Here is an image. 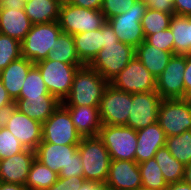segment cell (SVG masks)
I'll list each match as a JSON object with an SVG mask.
<instances>
[{
    "instance_id": "e575fe53",
    "label": "cell",
    "mask_w": 191,
    "mask_h": 190,
    "mask_svg": "<svg viewBox=\"0 0 191 190\" xmlns=\"http://www.w3.org/2000/svg\"><path fill=\"white\" fill-rule=\"evenodd\" d=\"M21 56V42L0 33V71Z\"/></svg>"
},
{
    "instance_id": "681fc988",
    "label": "cell",
    "mask_w": 191,
    "mask_h": 190,
    "mask_svg": "<svg viewBox=\"0 0 191 190\" xmlns=\"http://www.w3.org/2000/svg\"><path fill=\"white\" fill-rule=\"evenodd\" d=\"M0 190H28L25 185L0 181Z\"/></svg>"
},
{
    "instance_id": "484cf974",
    "label": "cell",
    "mask_w": 191,
    "mask_h": 190,
    "mask_svg": "<svg viewBox=\"0 0 191 190\" xmlns=\"http://www.w3.org/2000/svg\"><path fill=\"white\" fill-rule=\"evenodd\" d=\"M62 0H28L23 4L26 15L33 24L59 20Z\"/></svg>"
},
{
    "instance_id": "3957f363",
    "label": "cell",
    "mask_w": 191,
    "mask_h": 190,
    "mask_svg": "<svg viewBox=\"0 0 191 190\" xmlns=\"http://www.w3.org/2000/svg\"><path fill=\"white\" fill-rule=\"evenodd\" d=\"M62 33L58 21L33 24L21 41V55L34 64L47 58Z\"/></svg>"
},
{
    "instance_id": "e0dca14e",
    "label": "cell",
    "mask_w": 191,
    "mask_h": 190,
    "mask_svg": "<svg viewBox=\"0 0 191 190\" xmlns=\"http://www.w3.org/2000/svg\"><path fill=\"white\" fill-rule=\"evenodd\" d=\"M33 23L26 15L22 3H10L0 8V33L19 40L26 37Z\"/></svg>"
},
{
    "instance_id": "8992f818",
    "label": "cell",
    "mask_w": 191,
    "mask_h": 190,
    "mask_svg": "<svg viewBox=\"0 0 191 190\" xmlns=\"http://www.w3.org/2000/svg\"><path fill=\"white\" fill-rule=\"evenodd\" d=\"M98 137L107 148L111 160L135 161L136 130L125 125H102Z\"/></svg>"
},
{
    "instance_id": "7dc6e473",
    "label": "cell",
    "mask_w": 191,
    "mask_h": 190,
    "mask_svg": "<svg viewBox=\"0 0 191 190\" xmlns=\"http://www.w3.org/2000/svg\"><path fill=\"white\" fill-rule=\"evenodd\" d=\"M106 185L102 182L85 180L79 190H105Z\"/></svg>"
},
{
    "instance_id": "8fae6325",
    "label": "cell",
    "mask_w": 191,
    "mask_h": 190,
    "mask_svg": "<svg viewBox=\"0 0 191 190\" xmlns=\"http://www.w3.org/2000/svg\"><path fill=\"white\" fill-rule=\"evenodd\" d=\"M132 106V94L108 85L98 109L102 125H126Z\"/></svg>"
},
{
    "instance_id": "d6a6232c",
    "label": "cell",
    "mask_w": 191,
    "mask_h": 190,
    "mask_svg": "<svg viewBox=\"0 0 191 190\" xmlns=\"http://www.w3.org/2000/svg\"><path fill=\"white\" fill-rule=\"evenodd\" d=\"M173 15L174 14L164 13L147 7L141 20L145 38L149 35L168 29Z\"/></svg>"
},
{
    "instance_id": "6da1fadb",
    "label": "cell",
    "mask_w": 191,
    "mask_h": 190,
    "mask_svg": "<svg viewBox=\"0 0 191 190\" xmlns=\"http://www.w3.org/2000/svg\"><path fill=\"white\" fill-rule=\"evenodd\" d=\"M109 82L89 65L78 67L62 106H99Z\"/></svg>"
},
{
    "instance_id": "f546056e",
    "label": "cell",
    "mask_w": 191,
    "mask_h": 190,
    "mask_svg": "<svg viewBox=\"0 0 191 190\" xmlns=\"http://www.w3.org/2000/svg\"><path fill=\"white\" fill-rule=\"evenodd\" d=\"M47 60H56L65 64H83L77 56L73 35L61 33L52 47Z\"/></svg>"
},
{
    "instance_id": "f6af8a7d",
    "label": "cell",
    "mask_w": 191,
    "mask_h": 190,
    "mask_svg": "<svg viewBox=\"0 0 191 190\" xmlns=\"http://www.w3.org/2000/svg\"><path fill=\"white\" fill-rule=\"evenodd\" d=\"M183 80L186 95V93L191 90V54H186V67Z\"/></svg>"
},
{
    "instance_id": "603a6c76",
    "label": "cell",
    "mask_w": 191,
    "mask_h": 190,
    "mask_svg": "<svg viewBox=\"0 0 191 190\" xmlns=\"http://www.w3.org/2000/svg\"><path fill=\"white\" fill-rule=\"evenodd\" d=\"M60 104L55 96H41V98H18L14 102V107L31 119L44 123Z\"/></svg>"
},
{
    "instance_id": "1f68e13d",
    "label": "cell",
    "mask_w": 191,
    "mask_h": 190,
    "mask_svg": "<svg viewBox=\"0 0 191 190\" xmlns=\"http://www.w3.org/2000/svg\"><path fill=\"white\" fill-rule=\"evenodd\" d=\"M166 148L183 165L191 164V130L180 135L166 137Z\"/></svg>"
},
{
    "instance_id": "ac0fdd59",
    "label": "cell",
    "mask_w": 191,
    "mask_h": 190,
    "mask_svg": "<svg viewBox=\"0 0 191 190\" xmlns=\"http://www.w3.org/2000/svg\"><path fill=\"white\" fill-rule=\"evenodd\" d=\"M35 158V150L26 148L18 154L0 160V181L25 185Z\"/></svg>"
},
{
    "instance_id": "8d00e7d4",
    "label": "cell",
    "mask_w": 191,
    "mask_h": 190,
    "mask_svg": "<svg viewBox=\"0 0 191 190\" xmlns=\"http://www.w3.org/2000/svg\"><path fill=\"white\" fill-rule=\"evenodd\" d=\"M135 2L136 0H103L100 11L107 21L109 18L128 11Z\"/></svg>"
},
{
    "instance_id": "7bdbcfd3",
    "label": "cell",
    "mask_w": 191,
    "mask_h": 190,
    "mask_svg": "<svg viewBox=\"0 0 191 190\" xmlns=\"http://www.w3.org/2000/svg\"><path fill=\"white\" fill-rule=\"evenodd\" d=\"M174 14L180 16H191V0H174Z\"/></svg>"
},
{
    "instance_id": "9f6ffc18",
    "label": "cell",
    "mask_w": 191,
    "mask_h": 190,
    "mask_svg": "<svg viewBox=\"0 0 191 190\" xmlns=\"http://www.w3.org/2000/svg\"><path fill=\"white\" fill-rule=\"evenodd\" d=\"M137 190H151V189H145V188H138Z\"/></svg>"
},
{
    "instance_id": "b9f144b4",
    "label": "cell",
    "mask_w": 191,
    "mask_h": 190,
    "mask_svg": "<svg viewBox=\"0 0 191 190\" xmlns=\"http://www.w3.org/2000/svg\"><path fill=\"white\" fill-rule=\"evenodd\" d=\"M14 107V101L9 96L3 82L0 80V112H6Z\"/></svg>"
},
{
    "instance_id": "db71d44e",
    "label": "cell",
    "mask_w": 191,
    "mask_h": 190,
    "mask_svg": "<svg viewBox=\"0 0 191 190\" xmlns=\"http://www.w3.org/2000/svg\"><path fill=\"white\" fill-rule=\"evenodd\" d=\"M6 112H0V130L4 127V119Z\"/></svg>"
},
{
    "instance_id": "ba28073f",
    "label": "cell",
    "mask_w": 191,
    "mask_h": 190,
    "mask_svg": "<svg viewBox=\"0 0 191 190\" xmlns=\"http://www.w3.org/2000/svg\"><path fill=\"white\" fill-rule=\"evenodd\" d=\"M147 7L146 4L136 1L125 13L107 20L119 41L136 48L145 40L141 20Z\"/></svg>"
},
{
    "instance_id": "ffe728a7",
    "label": "cell",
    "mask_w": 191,
    "mask_h": 190,
    "mask_svg": "<svg viewBox=\"0 0 191 190\" xmlns=\"http://www.w3.org/2000/svg\"><path fill=\"white\" fill-rule=\"evenodd\" d=\"M136 133L137 149L135 161L138 164L154 158L158 149L165 146L166 136L158 122L139 129Z\"/></svg>"
},
{
    "instance_id": "9c48e42d",
    "label": "cell",
    "mask_w": 191,
    "mask_h": 190,
    "mask_svg": "<svg viewBox=\"0 0 191 190\" xmlns=\"http://www.w3.org/2000/svg\"><path fill=\"white\" fill-rule=\"evenodd\" d=\"M114 88L127 93H145L156 91V78L134 56L126 67L110 82Z\"/></svg>"
},
{
    "instance_id": "9a60e30c",
    "label": "cell",
    "mask_w": 191,
    "mask_h": 190,
    "mask_svg": "<svg viewBox=\"0 0 191 190\" xmlns=\"http://www.w3.org/2000/svg\"><path fill=\"white\" fill-rule=\"evenodd\" d=\"M186 67V54H175L156 78V91L162 99L184 98V70Z\"/></svg>"
},
{
    "instance_id": "4dcf8cb0",
    "label": "cell",
    "mask_w": 191,
    "mask_h": 190,
    "mask_svg": "<svg viewBox=\"0 0 191 190\" xmlns=\"http://www.w3.org/2000/svg\"><path fill=\"white\" fill-rule=\"evenodd\" d=\"M138 166L142 179V188L151 190L167 189L168 184L164 180L161 169L154 158L143 161Z\"/></svg>"
},
{
    "instance_id": "277c9868",
    "label": "cell",
    "mask_w": 191,
    "mask_h": 190,
    "mask_svg": "<svg viewBox=\"0 0 191 190\" xmlns=\"http://www.w3.org/2000/svg\"><path fill=\"white\" fill-rule=\"evenodd\" d=\"M34 65L41 72L49 94L63 102L70 93L76 70L84 64H65L44 59Z\"/></svg>"
},
{
    "instance_id": "74e56055",
    "label": "cell",
    "mask_w": 191,
    "mask_h": 190,
    "mask_svg": "<svg viewBox=\"0 0 191 190\" xmlns=\"http://www.w3.org/2000/svg\"><path fill=\"white\" fill-rule=\"evenodd\" d=\"M145 41L158 49L174 54V39L170 28L147 36Z\"/></svg>"
},
{
    "instance_id": "f5cc1de1",
    "label": "cell",
    "mask_w": 191,
    "mask_h": 190,
    "mask_svg": "<svg viewBox=\"0 0 191 190\" xmlns=\"http://www.w3.org/2000/svg\"><path fill=\"white\" fill-rule=\"evenodd\" d=\"M183 99L191 107V90L186 93V95H185V97Z\"/></svg>"
},
{
    "instance_id": "2e32d148",
    "label": "cell",
    "mask_w": 191,
    "mask_h": 190,
    "mask_svg": "<svg viewBox=\"0 0 191 190\" xmlns=\"http://www.w3.org/2000/svg\"><path fill=\"white\" fill-rule=\"evenodd\" d=\"M109 190H137L142 187L138 163L127 160H111L108 178L105 182Z\"/></svg>"
},
{
    "instance_id": "cb8c5ba5",
    "label": "cell",
    "mask_w": 191,
    "mask_h": 190,
    "mask_svg": "<svg viewBox=\"0 0 191 190\" xmlns=\"http://www.w3.org/2000/svg\"><path fill=\"white\" fill-rule=\"evenodd\" d=\"M73 38L78 58L88 65L104 45V25L97 30L75 34Z\"/></svg>"
},
{
    "instance_id": "d4e9b609",
    "label": "cell",
    "mask_w": 191,
    "mask_h": 190,
    "mask_svg": "<svg viewBox=\"0 0 191 190\" xmlns=\"http://www.w3.org/2000/svg\"><path fill=\"white\" fill-rule=\"evenodd\" d=\"M173 55L148 44L145 40L135 48V56L155 78L162 74Z\"/></svg>"
},
{
    "instance_id": "7c38bea8",
    "label": "cell",
    "mask_w": 191,
    "mask_h": 190,
    "mask_svg": "<svg viewBox=\"0 0 191 190\" xmlns=\"http://www.w3.org/2000/svg\"><path fill=\"white\" fill-rule=\"evenodd\" d=\"M82 136L76 130L69 112L60 104L42 123V141L61 145L79 144Z\"/></svg>"
},
{
    "instance_id": "4316f807",
    "label": "cell",
    "mask_w": 191,
    "mask_h": 190,
    "mask_svg": "<svg viewBox=\"0 0 191 190\" xmlns=\"http://www.w3.org/2000/svg\"><path fill=\"white\" fill-rule=\"evenodd\" d=\"M169 28L174 39V55L191 54V16L174 14Z\"/></svg>"
},
{
    "instance_id": "5b68a950",
    "label": "cell",
    "mask_w": 191,
    "mask_h": 190,
    "mask_svg": "<svg viewBox=\"0 0 191 190\" xmlns=\"http://www.w3.org/2000/svg\"><path fill=\"white\" fill-rule=\"evenodd\" d=\"M106 22L100 10L86 9L63 1L58 23L63 33L70 35L100 29Z\"/></svg>"
},
{
    "instance_id": "7a4b0ae2",
    "label": "cell",
    "mask_w": 191,
    "mask_h": 190,
    "mask_svg": "<svg viewBox=\"0 0 191 190\" xmlns=\"http://www.w3.org/2000/svg\"><path fill=\"white\" fill-rule=\"evenodd\" d=\"M78 152L83 166L85 180L105 183L108 178L110 155L98 137H82Z\"/></svg>"
},
{
    "instance_id": "52a82bcc",
    "label": "cell",
    "mask_w": 191,
    "mask_h": 190,
    "mask_svg": "<svg viewBox=\"0 0 191 190\" xmlns=\"http://www.w3.org/2000/svg\"><path fill=\"white\" fill-rule=\"evenodd\" d=\"M134 56L135 48L118 41L115 44L103 45L88 65L110 82Z\"/></svg>"
},
{
    "instance_id": "c3c4849f",
    "label": "cell",
    "mask_w": 191,
    "mask_h": 190,
    "mask_svg": "<svg viewBox=\"0 0 191 190\" xmlns=\"http://www.w3.org/2000/svg\"><path fill=\"white\" fill-rule=\"evenodd\" d=\"M166 190H191V185L187 184L184 180L168 184Z\"/></svg>"
},
{
    "instance_id": "83f0119b",
    "label": "cell",
    "mask_w": 191,
    "mask_h": 190,
    "mask_svg": "<svg viewBox=\"0 0 191 190\" xmlns=\"http://www.w3.org/2000/svg\"><path fill=\"white\" fill-rule=\"evenodd\" d=\"M154 159L158 163L167 184L183 180L185 165L173 157L166 146L158 149Z\"/></svg>"
},
{
    "instance_id": "f1b7e54d",
    "label": "cell",
    "mask_w": 191,
    "mask_h": 190,
    "mask_svg": "<svg viewBox=\"0 0 191 190\" xmlns=\"http://www.w3.org/2000/svg\"><path fill=\"white\" fill-rule=\"evenodd\" d=\"M58 178V173L35 158L30 167L25 186L28 190L49 189Z\"/></svg>"
},
{
    "instance_id": "836d02e7",
    "label": "cell",
    "mask_w": 191,
    "mask_h": 190,
    "mask_svg": "<svg viewBox=\"0 0 191 190\" xmlns=\"http://www.w3.org/2000/svg\"><path fill=\"white\" fill-rule=\"evenodd\" d=\"M41 96L53 95L49 94L41 72L34 65L25 78L19 98H41Z\"/></svg>"
},
{
    "instance_id": "ee69618b",
    "label": "cell",
    "mask_w": 191,
    "mask_h": 190,
    "mask_svg": "<svg viewBox=\"0 0 191 190\" xmlns=\"http://www.w3.org/2000/svg\"><path fill=\"white\" fill-rule=\"evenodd\" d=\"M103 0H66V2L86 9L100 10Z\"/></svg>"
},
{
    "instance_id": "7402d4cb",
    "label": "cell",
    "mask_w": 191,
    "mask_h": 190,
    "mask_svg": "<svg viewBox=\"0 0 191 190\" xmlns=\"http://www.w3.org/2000/svg\"><path fill=\"white\" fill-rule=\"evenodd\" d=\"M33 66L32 61L21 56L0 71V80L14 102L19 98L25 78Z\"/></svg>"
},
{
    "instance_id": "30bf717a",
    "label": "cell",
    "mask_w": 191,
    "mask_h": 190,
    "mask_svg": "<svg viewBox=\"0 0 191 190\" xmlns=\"http://www.w3.org/2000/svg\"><path fill=\"white\" fill-rule=\"evenodd\" d=\"M158 123L166 137L191 130V107L183 98L163 99L158 111Z\"/></svg>"
},
{
    "instance_id": "60d3db41",
    "label": "cell",
    "mask_w": 191,
    "mask_h": 190,
    "mask_svg": "<svg viewBox=\"0 0 191 190\" xmlns=\"http://www.w3.org/2000/svg\"><path fill=\"white\" fill-rule=\"evenodd\" d=\"M173 2L174 0H151L148 7L164 13L174 14Z\"/></svg>"
},
{
    "instance_id": "f35d334b",
    "label": "cell",
    "mask_w": 191,
    "mask_h": 190,
    "mask_svg": "<svg viewBox=\"0 0 191 190\" xmlns=\"http://www.w3.org/2000/svg\"><path fill=\"white\" fill-rule=\"evenodd\" d=\"M72 176H83V166L78 151L73 154L72 159L68 163L66 168H62L59 173V177L71 178Z\"/></svg>"
},
{
    "instance_id": "4fadbf2b",
    "label": "cell",
    "mask_w": 191,
    "mask_h": 190,
    "mask_svg": "<svg viewBox=\"0 0 191 190\" xmlns=\"http://www.w3.org/2000/svg\"><path fill=\"white\" fill-rule=\"evenodd\" d=\"M4 127L8 129L25 148L36 150L42 141V123L31 119L15 107L6 111Z\"/></svg>"
},
{
    "instance_id": "11a10c76",
    "label": "cell",
    "mask_w": 191,
    "mask_h": 190,
    "mask_svg": "<svg viewBox=\"0 0 191 190\" xmlns=\"http://www.w3.org/2000/svg\"><path fill=\"white\" fill-rule=\"evenodd\" d=\"M138 2H141V3H144L146 4L147 6L150 4L151 0H136Z\"/></svg>"
},
{
    "instance_id": "ab89813d",
    "label": "cell",
    "mask_w": 191,
    "mask_h": 190,
    "mask_svg": "<svg viewBox=\"0 0 191 190\" xmlns=\"http://www.w3.org/2000/svg\"><path fill=\"white\" fill-rule=\"evenodd\" d=\"M85 181L83 176L71 178L59 177L49 190H79Z\"/></svg>"
},
{
    "instance_id": "bcb514c9",
    "label": "cell",
    "mask_w": 191,
    "mask_h": 190,
    "mask_svg": "<svg viewBox=\"0 0 191 190\" xmlns=\"http://www.w3.org/2000/svg\"><path fill=\"white\" fill-rule=\"evenodd\" d=\"M118 41L119 39L115 35L113 28L106 21L104 24V45L115 44Z\"/></svg>"
},
{
    "instance_id": "5bb4252c",
    "label": "cell",
    "mask_w": 191,
    "mask_h": 190,
    "mask_svg": "<svg viewBox=\"0 0 191 190\" xmlns=\"http://www.w3.org/2000/svg\"><path fill=\"white\" fill-rule=\"evenodd\" d=\"M162 100L157 91L132 93V106L125 126L137 131L158 122Z\"/></svg>"
},
{
    "instance_id": "816d5d0a",
    "label": "cell",
    "mask_w": 191,
    "mask_h": 190,
    "mask_svg": "<svg viewBox=\"0 0 191 190\" xmlns=\"http://www.w3.org/2000/svg\"><path fill=\"white\" fill-rule=\"evenodd\" d=\"M28 0H2V5H8L10 3H26Z\"/></svg>"
},
{
    "instance_id": "f907efd6",
    "label": "cell",
    "mask_w": 191,
    "mask_h": 190,
    "mask_svg": "<svg viewBox=\"0 0 191 190\" xmlns=\"http://www.w3.org/2000/svg\"><path fill=\"white\" fill-rule=\"evenodd\" d=\"M183 180L191 185V164L185 166V171H184V178Z\"/></svg>"
},
{
    "instance_id": "d6986e66",
    "label": "cell",
    "mask_w": 191,
    "mask_h": 190,
    "mask_svg": "<svg viewBox=\"0 0 191 190\" xmlns=\"http://www.w3.org/2000/svg\"><path fill=\"white\" fill-rule=\"evenodd\" d=\"M79 144L61 145L40 142L36 152V159L52 171L60 173L71 161L73 154L78 151Z\"/></svg>"
},
{
    "instance_id": "d590c367",
    "label": "cell",
    "mask_w": 191,
    "mask_h": 190,
    "mask_svg": "<svg viewBox=\"0 0 191 190\" xmlns=\"http://www.w3.org/2000/svg\"><path fill=\"white\" fill-rule=\"evenodd\" d=\"M26 149L5 127L0 130V160L9 158Z\"/></svg>"
},
{
    "instance_id": "44dd1931",
    "label": "cell",
    "mask_w": 191,
    "mask_h": 190,
    "mask_svg": "<svg viewBox=\"0 0 191 190\" xmlns=\"http://www.w3.org/2000/svg\"><path fill=\"white\" fill-rule=\"evenodd\" d=\"M82 137L98 136L102 127L98 106H63Z\"/></svg>"
}]
</instances>
